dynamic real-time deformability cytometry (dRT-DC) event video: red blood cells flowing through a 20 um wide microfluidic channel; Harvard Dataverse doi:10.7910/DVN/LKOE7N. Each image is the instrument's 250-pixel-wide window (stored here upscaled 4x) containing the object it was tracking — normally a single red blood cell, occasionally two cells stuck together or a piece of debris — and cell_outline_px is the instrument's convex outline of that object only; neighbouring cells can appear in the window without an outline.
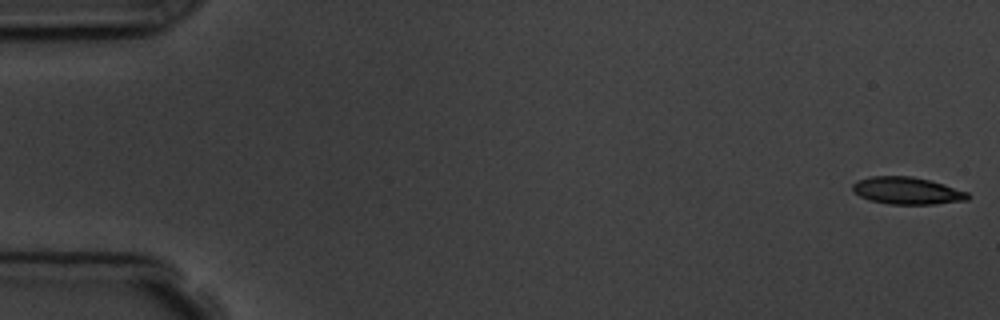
{"species": "common noctule bat (a hibernating species)", "species_latin": "Nyctalus noctula", "temperature_condition": "room temperature", "stored_images_in_passage": 6, "segment_of_instrument_passage": [1, 2], "camera_frame_rate_fps": 3000, "um_per_image_px": 0.085, "animal": {"sex": "male", "body_mass_g": 19.5, "forearm_length_mm": 54.6}, "frame": {"image": 1, "passage_image": 1, "time_ms": 0.0, "image_size_px": [1000, 320], "cell_outline_px": [[972, 196], [968, 200], [936, 204], [888, 204], [868, 200], [852, 192], [852, 184], [856, 180], [872, 176], [912, 176], [944, 184], [968, 192]], "centroid_in_image_um": [77.09, 16.21], "position_along_channel_um": 7.9, "area_um2": 18.5}}
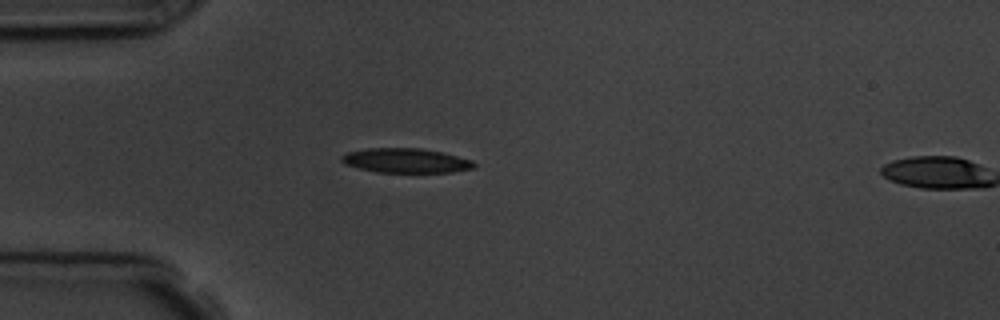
{"frame": {"image": 2, "passage_image": 5, "time_ms": 4.667, "image_size_px": [1000, 320], "cell_outline_px": [[476, 168], [452, 172], [380, 172], [360, 168], [344, 164], [340, 160], [340, 156], [348, 152], [368, 148], [420, 148], [440, 152], [472, 160], [476, 164]], "centroid_in_image_um": [34.5, 13.65], "position_along_channel_um": 50.5, "area_um2": 18.79}}